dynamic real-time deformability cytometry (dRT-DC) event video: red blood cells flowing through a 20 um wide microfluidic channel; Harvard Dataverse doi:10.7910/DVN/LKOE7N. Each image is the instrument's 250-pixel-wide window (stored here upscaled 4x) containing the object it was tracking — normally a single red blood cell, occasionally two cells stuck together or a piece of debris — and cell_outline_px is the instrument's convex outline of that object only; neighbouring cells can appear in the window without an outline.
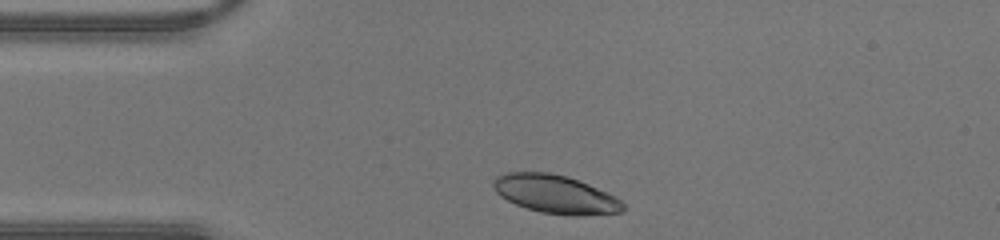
{"species": "human", "species_latin": "Homo sapiens", "temperature_condition": "warm", "stored_images_in_passage": 27, "camera_frame_rate_fps": 3000, "um_per_image_px": 0.085, "donor": {"sex": "male"}, "frame": {"image": 1, "passage_image": 2, "time_ms": 0.333, "image_size_px": [1000, 240], "cell_outline_px": [[624, 208], [620, 212], [580, 216], [576, 216], [540, 212], [516, 204], [500, 196], [496, 192], [492, 184], [492, 180], [496, 176], [504, 172], [548, 172], [568, 176], [588, 184], [616, 196], [624, 204]], "centroid_in_image_um": [47.19, 16.49], "position_along_channel_um": 37.8, "area_um2": 29.02}}
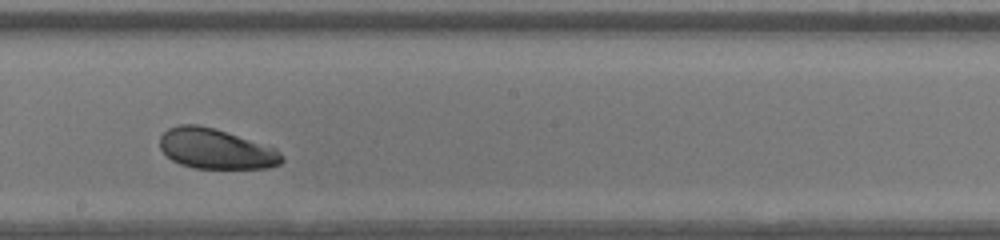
{"frame": {"image": 2, "passage_image": 16, "time_ms": 5.0, "image_size_px": [1000, 240], "cell_outline_px": [[284, 160], [280, 164], [268, 168], [196, 168], [180, 164], [172, 160], [160, 148], [160, 136], [168, 128], [180, 124], [196, 124], [212, 128], [276, 148], [284, 156]], "centroid_in_image_um": [18.35, 12.66], "position_along_channel_um": 229.8, "area_um2": 28.32}}
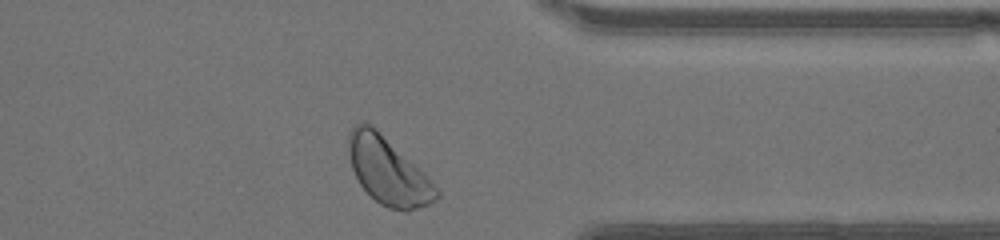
{"frame": {"image": 3, "passage_image": 26, "time_ms": 8.333, "image_size_px": [1000, 240], "cell_outline_px": [[440, 196], [436, 200], [428, 204], [404, 212], [388, 208], [380, 204], [360, 184], [352, 168], [348, 152], [348, 132], [356, 124], [364, 120], [376, 128], [420, 168], [424, 172], [440, 192]], "centroid_in_image_um": [32.97, 14.51], "position_along_channel_um": 378.4, "area_um2": 34.28}}